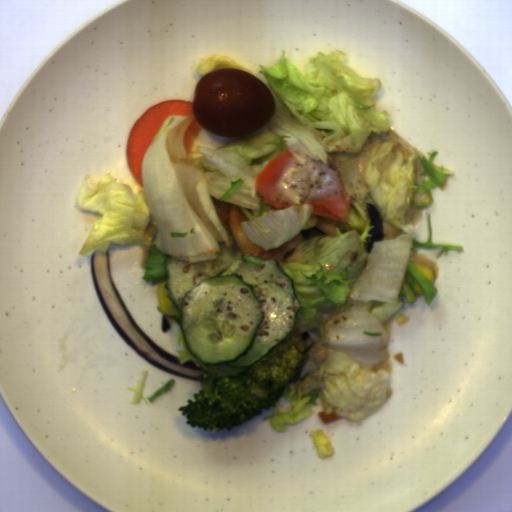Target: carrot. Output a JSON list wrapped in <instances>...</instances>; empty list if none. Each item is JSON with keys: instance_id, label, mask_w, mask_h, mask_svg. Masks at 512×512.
I'll list each match as a JSON object with an SVG mask.
<instances>
[{"instance_id": "b8716197", "label": "carrot", "mask_w": 512, "mask_h": 512, "mask_svg": "<svg viewBox=\"0 0 512 512\" xmlns=\"http://www.w3.org/2000/svg\"><path fill=\"white\" fill-rule=\"evenodd\" d=\"M194 115L193 102L175 99L158 102L144 110L135 121L126 144L129 169L136 182L143 188L142 164L148 147L169 116Z\"/></svg>"}, {"instance_id": "cead05ca", "label": "carrot", "mask_w": 512, "mask_h": 512, "mask_svg": "<svg viewBox=\"0 0 512 512\" xmlns=\"http://www.w3.org/2000/svg\"><path fill=\"white\" fill-rule=\"evenodd\" d=\"M295 157L286 149L267 162L264 169L256 176L255 189L260 198L276 208H289L291 204L275 203L271 193L284 169Z\"/></svg>"}, {"instance_id": "07d2c1c8", "label": "carrot", "mask_w": 512, "mask_h": 512, "mask_svg": "<svg viewBox=\"0 0 512 512\" xmlns=\"http://www.w3.org/2000/svg\"><path fill=\"white\" fill-rule=\"evenodd\" d=\"M203 127L200 125V123L195 118L190 125L187 127L183 134V144H184V150L186 157L188 156L189 152L191 151L196 138L201 131Z\"/></svg>"}, {"instance_id": "1c9b5961", "label": "carrot", "mask_w": 512, "mask_h": 512, "mask_svg": "<svg viewBox=\"0 0 512 512\" xmlns=\"http://www.w3.org/2000/svg\"><path fill=\"white\" fill-rule=\"evenodd\" d=\"M313 210L310 215L325 217L341 224L347 219L350 199L348 195H335L325 199L323 202H309Z\"/></svg>"}]
</instances>
